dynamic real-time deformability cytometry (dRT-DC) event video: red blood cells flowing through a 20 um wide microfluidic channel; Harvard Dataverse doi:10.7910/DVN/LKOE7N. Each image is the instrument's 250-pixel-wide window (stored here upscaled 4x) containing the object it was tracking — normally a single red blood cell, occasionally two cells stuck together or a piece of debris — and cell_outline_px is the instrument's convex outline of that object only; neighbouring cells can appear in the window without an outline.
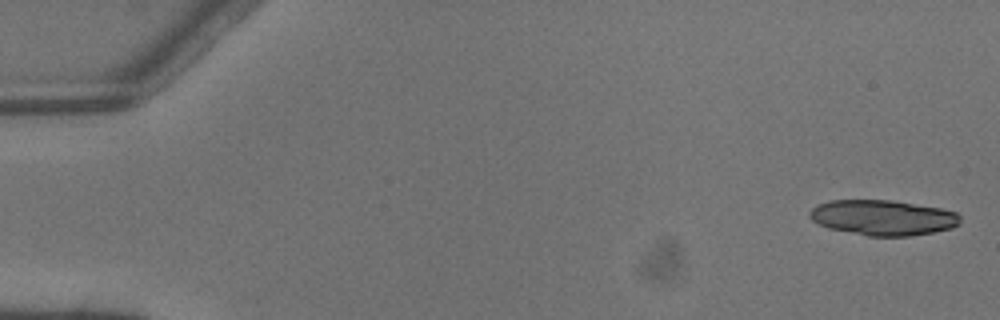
{"species": "common noctule bat (a hibernating species)", "species_latin": "Nyctalus noctula", "temperature_condition": "warm", "stored_images_in_passage": 6, "camera_frame_rate_fps": 3000, "um_per_image_px": 0.085, "animal": {"sex": "male", "body_mass_g": 13.3}, "frame": {"image": 1, "passage_image": 1, "time_ms": 0.0, "image_size_px": [1000, 320], "cell_outline_px": [[960, 224], [952, 228], [912, 236], [868, 236], [828, 228], [812, 220], [808, 216], [808, 212], [816, 204], [828, 200], [892, 200], [940, 208], [956, 212], [960, 216]], "centroid_in_image_um": [75.02, 18.49], "position_along_channel_um": 10.0, "area_um2": 31.15}}
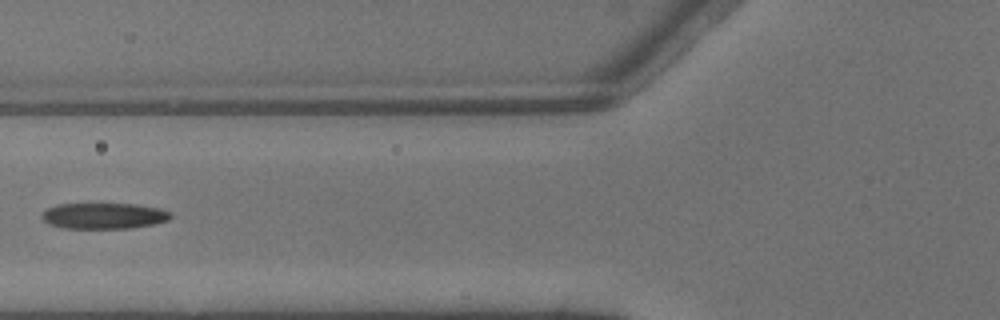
{"frame": {"image": 2, "passage_image": 6, "time_ms": 1.667, "image_size_px": [1000, 320], "cell_outline_px": [[172, 216], [168, 220], [152, 224], [128, 228], [64, 228], [48, 224], [40, 216], [48, 208], [60, 204], [136, 204], [160, 208], [172, 212]], "centroid_in_image_um": [8.84, 18.34], "position_along_channel_um": 117.0, "area_um2": 19.36}}